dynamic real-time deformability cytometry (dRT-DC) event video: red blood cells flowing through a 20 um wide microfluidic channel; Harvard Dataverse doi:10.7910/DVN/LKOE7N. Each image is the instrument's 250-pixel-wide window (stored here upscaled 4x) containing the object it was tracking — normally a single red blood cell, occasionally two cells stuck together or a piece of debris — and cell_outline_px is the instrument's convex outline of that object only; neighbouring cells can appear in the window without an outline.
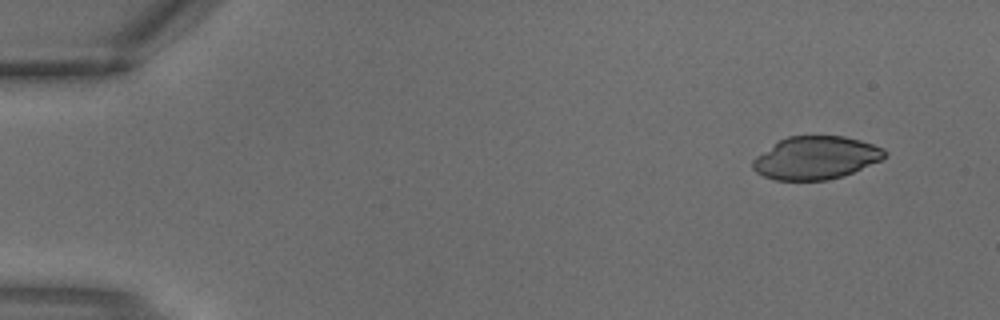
{"species": "common noctule bat (a hibernating species)", "species_latin": "Nyctalus noctula", "temperature_condition": "warm", "stored_images_in_passage": 2, "camera_frame_rate_fps": 3000, "um_per_image_px": 0.085, "animal": {"sex": "male", "body_mass_g": 18.8}, "frame": {"image": 1, "passage_image": 2, "time_ms": 0.333, "image_size_px": [1000, 320], "cell_outline_px": [[888, 156], [880, 160], [852, 172], [828, 180], [776, 180], [764, 176], [756, 172], [752, 168], [752, 160], [756, 156], [780, 140], [788, 136], [844, 136], [860, 140], [884, 148], [888, 152]], "centroid_in_image_um": [69.35, 13.41], "position_along_channel_um": 15.6, "area_um2": 32.77}}